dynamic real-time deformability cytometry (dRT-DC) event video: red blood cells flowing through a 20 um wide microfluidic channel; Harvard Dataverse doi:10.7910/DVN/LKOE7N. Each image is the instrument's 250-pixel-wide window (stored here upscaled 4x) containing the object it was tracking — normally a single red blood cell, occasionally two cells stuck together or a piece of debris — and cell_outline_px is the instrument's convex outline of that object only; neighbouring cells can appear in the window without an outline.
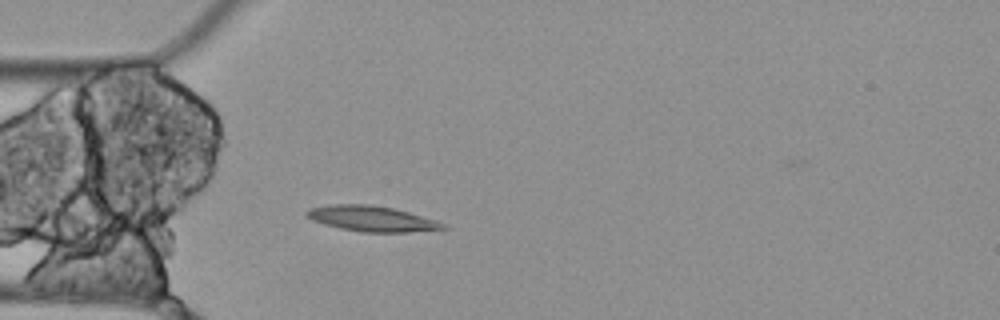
{"species": "Egyptian fruit bat (a non-hibernating species)", "species_latin": "Rousettus aegyptiacus", "temperature_condition": "cold", "stored_images_in_passage": 3, "camera_frame_rate_fps": 3000, "um_per_image_px": 0.085, "animal": {"sex": "female"}, "frame": {"image": 1, "passage_image": 3, "time_ms": 0.667, "image_size_px": [1000, 320], "cell_outline_px": [[452, 228], [408, 232], [360, 232], [340, 228], [324, 224], [312, 220], [304, 212], [308, 208], [332, 204], [368, 204], [392, 208], [408, 212], [436, 220], [448, 224]], "centroid_in_image_um": [31.63, 18.59], "position_along_channel_um": 53.4, "area_um2": 20.35}}